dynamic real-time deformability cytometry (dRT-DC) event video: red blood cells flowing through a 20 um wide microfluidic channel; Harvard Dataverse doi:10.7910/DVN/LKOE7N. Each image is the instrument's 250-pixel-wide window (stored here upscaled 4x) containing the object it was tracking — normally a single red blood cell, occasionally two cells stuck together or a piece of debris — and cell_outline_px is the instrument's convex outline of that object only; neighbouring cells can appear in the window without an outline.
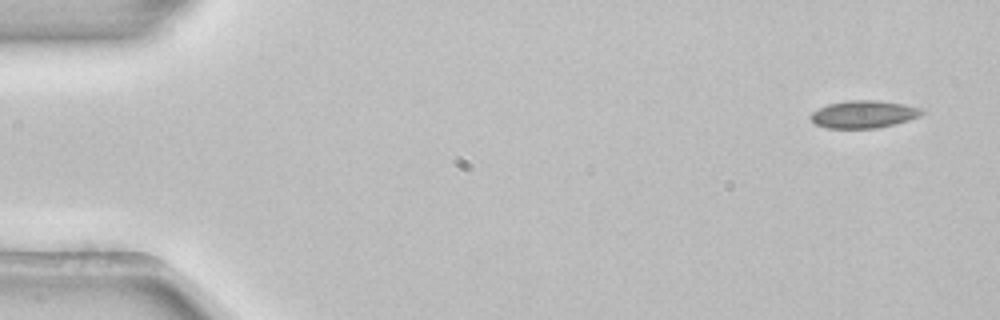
{"species": "common noctule bat (a hibernating species)", "species_latin": "Nyctalus noctula", "temperature_condition": "room temperature", "stored_images_in_passage": 4, "camera_frame_rate_fps": 3000, "um_per_image_px": 0.085, "animal": {"sex": "female", "body_mass_g": 22.7, "forearm_length_mm": 54.2}, "frame": {"image": 1, "passage_image": 1, "time_ms": 0.0, "image_size_px": [1000, 320], "cell_outline_px": [[924, 112], [920, 116], [908, 120], [876, 128], [828, 128], [816, 124], [808, 116], [812, 112], [828, 104], [852, 100], [876, 100], [904, 104], [924, 108]], "centroid_in_image_um": [73.43, 9.7], "position_along_channel_um": 11.6, "area_um2": 17.69}}
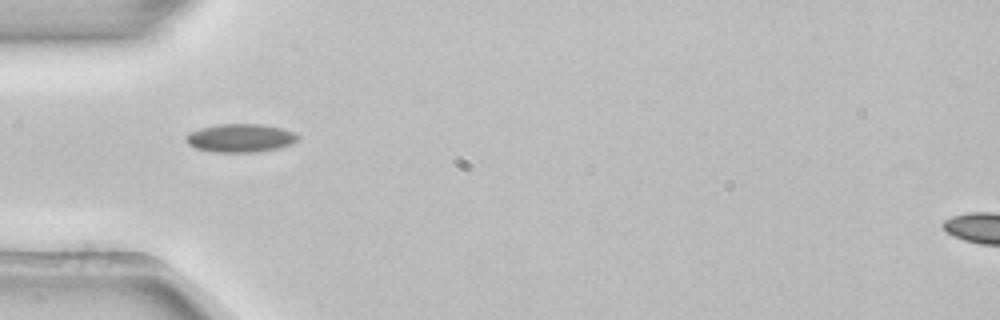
{"frame": {"image": 2, "passage_image": 4, "time_ms": 1.0, "image_size_px": [1000, 320], "cell_outline_px": [[300, 136], [292, 144], [280, 148], [256, 152], [212, 152], [196, 148], [188, 144], [184, 140], [184, 136], [188, 132], [200, 128], [216, 124], [260, 124], [284, 128], [296, 132]], "centroid_in_image_um": [20.43, 11.73], "position_along_channel_um": 64.6, "area_um2": 18.84}}